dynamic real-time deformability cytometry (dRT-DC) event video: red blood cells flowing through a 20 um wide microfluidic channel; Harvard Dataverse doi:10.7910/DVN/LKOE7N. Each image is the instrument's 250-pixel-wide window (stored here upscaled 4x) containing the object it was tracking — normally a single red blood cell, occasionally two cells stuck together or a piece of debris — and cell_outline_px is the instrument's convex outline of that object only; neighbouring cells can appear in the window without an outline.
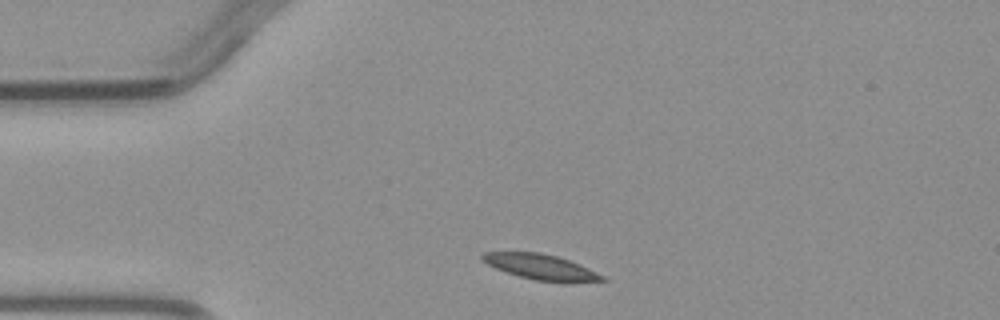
{"species": "common noctule bat (a hibernating species)", "species_latin": "Nyctalus noctula", "temperature_condition": "warm", "stored_images_in_passage": 3, "camera_frame_rate_fps": 3000, "um_per_image_px": 0.085, "animal": {"sex": "male", "body_mass_g": 23.1, "forearm_length_mm": 52.7}, "frame": {"image": 1, "passage_image": 1, "time_ms": 0.0, "image_size_px": [1000, 320], "cell_outline_px": [[608, 280], [572, 284], [536, 280], [520, 276], [496, 268], [488, 264], [480, 256], [484, 252], [540, 252], [556, 256], [580, 264], [604, 276]], "centroid_in_image_um": [46.07, 22.71], "position_along_channel_um": 38.9, "area_um2": 17.8}}
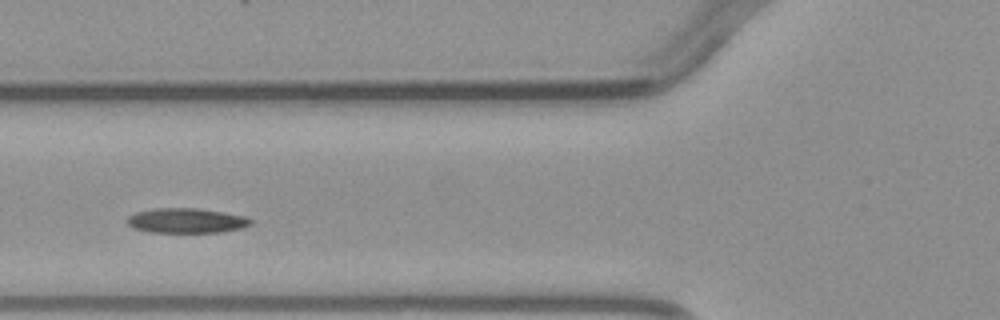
{"frame": {"image": 2, "passage_image": 3, "time_ms": 2.333, "image_size_px": [1000, 320], "cell_outline_px": [[252, 224], [244, 228], [224, 232], [148, 232], [132, 228], [124, 220], [128, 216], [136, 212], [152, 208], [200, 208], [224, 212], [244, 216], [252, 220]], "centroid_in_image_um": [15.83, 18.75], "position_along_channel_um": 110.0, "area_um2": 18.21}}